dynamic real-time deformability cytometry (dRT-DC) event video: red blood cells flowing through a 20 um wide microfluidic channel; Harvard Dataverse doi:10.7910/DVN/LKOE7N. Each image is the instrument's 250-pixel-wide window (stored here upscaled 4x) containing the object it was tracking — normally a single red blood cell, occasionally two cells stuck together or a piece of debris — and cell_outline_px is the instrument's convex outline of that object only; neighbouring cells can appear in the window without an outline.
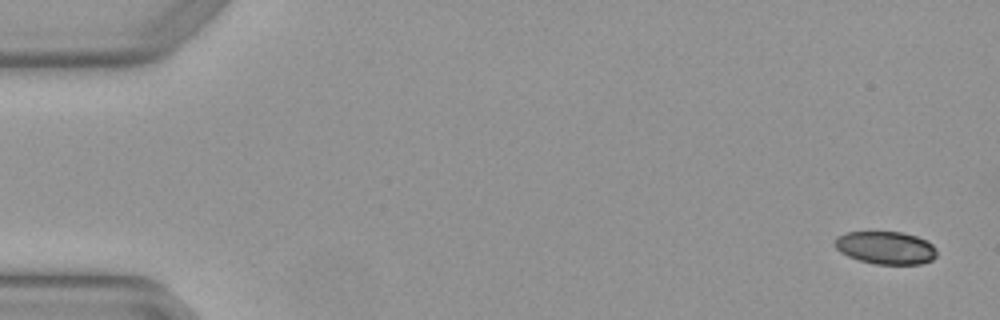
{"species": "Egyptian fruit bat (a non-hibernating species)", "species_latin": "Rousettus aegyptiacus", "temperature_condition": "warm", "stored_images_in_passage": 5, "camera_frame_rate_fps": 3000, "um_per_image_px": 0.085, "animal": {"sex": "female"}, "frame": {"image": 1, "passage_image": 1, "time_ms": 0.0, "image_size_px": [1000, 320], "cell_outline_px": [[936, 256], [932, 260], [920, 264], [876, 264], [860, 260], [848, 256], [840, 252], [836, 248], [836, 236], [848, 232], [900, 232], [916, 236], [928, 240], [936, 248]], "centroid_in_image_um": [75.31, 21.06], "position_along_channel_um": 9.7, "area_um2": 19.42}}